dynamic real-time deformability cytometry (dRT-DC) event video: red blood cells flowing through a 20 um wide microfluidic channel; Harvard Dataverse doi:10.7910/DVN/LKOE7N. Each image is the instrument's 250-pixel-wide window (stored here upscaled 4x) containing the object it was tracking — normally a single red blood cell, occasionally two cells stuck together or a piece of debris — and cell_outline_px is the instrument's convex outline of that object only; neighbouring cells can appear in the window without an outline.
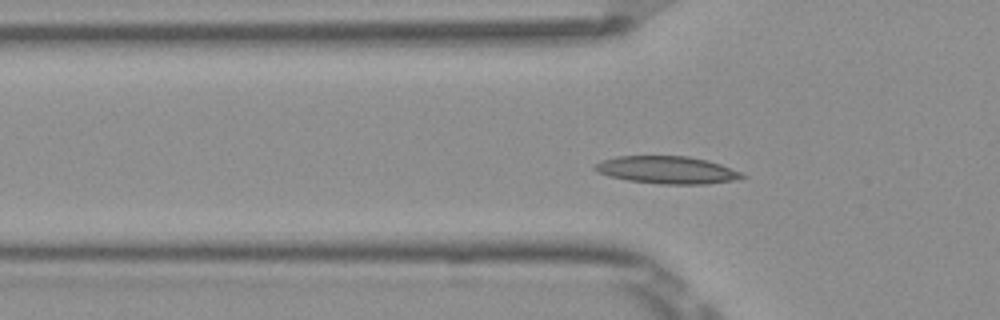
{"species": "Egyptian fruit bat (a non-hibernating species)", "species_latin": "Rousettus aegyptiacus", "temperature_condition": "room temperature", "stored_images_in_passage": 53, "camera_frame_rate_fps": 3000, "um_per_image_px": 0.085, "frame": {"image": 1, "passage_image": 16, "time_ms": 5.0, "image_size_px": [1000, 320], "cell_outline_px": [[748, 176], [732, 180], [708, 184], [660, 184], [628, 180], [608, 176], [592, 168], [596, 164], [604, 160], [616, 156], [688, 156], [708, 160], [720, 164], [740, 172]], "centroid_in_image_um": [56.71, 14.44], "position_along_channel_um": 69.1, "area_um2": 23.41}}
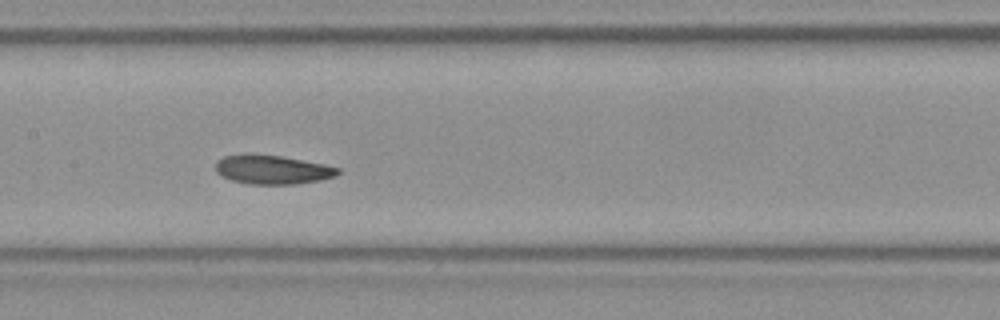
{"frame": {"image": 2, "passage_image": 25, "time_ms": 8.0, "image_size_px": [1000, 320], "cell_outline_px": [[340, 172], [336, 176], [320, 180], [296, 184], [248, 184], [232, 180], [216, 172], [216, 160], [224, 156], [244, 152], [252, 152], [280, 156], [324, 164], [340, 168]], "centroid_in_image_um": [23.12, 14.39], "position_along_channel_um": 184.3, "area_um2": 20.98}}
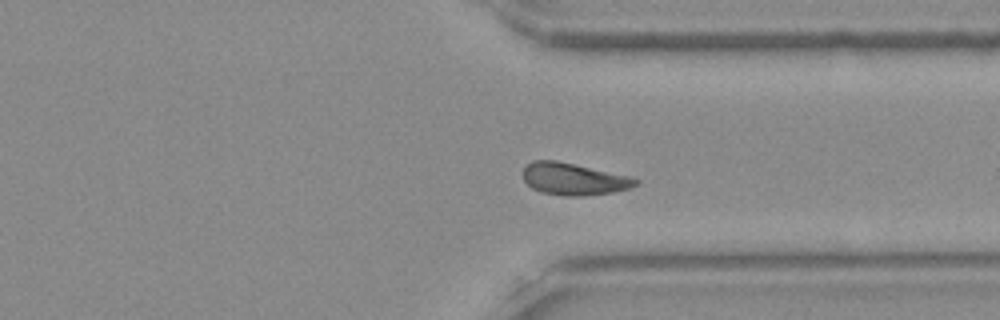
{"frame": {"image": 3, "passage_image": 39, "time_ms": 12.667, "image_size_px": [1000, 320], "cell_outline_px": [[640, 184], [628, 188], [612, 192], [584, 196], [564, 196], [540, 192], [532, 188], [524, 180], [524, 168], [532, 160], [556, 160], [632, 176], [640, 180]], "centroid_in_image_um": [48.8, 15.21], "position_along_channel_um": 362.6, "area_um2": 21.15}, "authors_computed_cell_mechanics": {"area_um2": 21.0392, "velocity_mm_per_s": 3.8196, "shape_relaxation_time_tau1_ms": null, "shape_relaxation_time_tau2_ms": 5.5221, "deformation_change_tau1": null, "deformation_change_tau2": 0.0903}}